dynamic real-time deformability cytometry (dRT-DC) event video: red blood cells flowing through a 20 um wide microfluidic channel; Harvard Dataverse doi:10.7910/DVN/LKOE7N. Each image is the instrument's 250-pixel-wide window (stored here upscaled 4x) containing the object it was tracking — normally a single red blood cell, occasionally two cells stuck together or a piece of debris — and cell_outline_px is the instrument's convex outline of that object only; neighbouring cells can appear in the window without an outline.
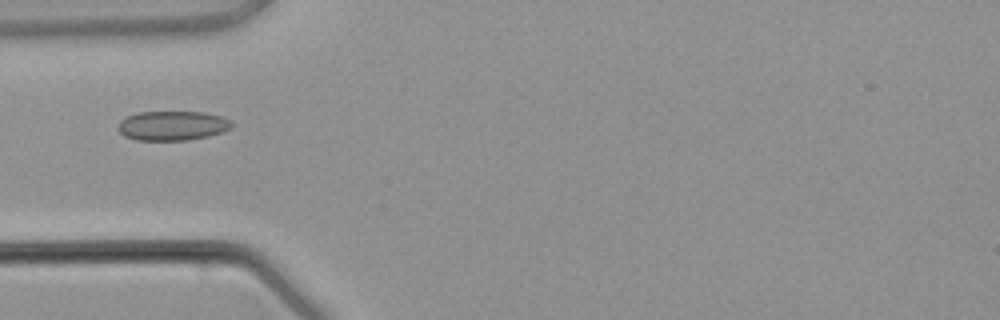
{"species": "common noctule bat (a hibernating species)", "species_latin": "Nyctalus noctula", "temperature_condition": "warm", "stored_images_in_passage": 3, "camera_frame_rate_fps": 3000, "um_per_image_px": 0.085, "animal": {"sex": "male", "body_mass_g": 21.5, "forearm_length_mm": 52.0}, "frame": {"image": 1, "passage_image": 3, "time_ms": 2.333, "image_size_px": [1000, 320], "cell_outline_px": [[232, 128], [208, 136], [188, 140], [136, 140], [124, 136], [116, 128], [120, 120], [136, 112], [204, 112], [220, 116], [232, 120]], "centroid_in_image_um": [14.63, 10.68], "position_along_channel_um": 70.4, "area_um2": 19.59}}